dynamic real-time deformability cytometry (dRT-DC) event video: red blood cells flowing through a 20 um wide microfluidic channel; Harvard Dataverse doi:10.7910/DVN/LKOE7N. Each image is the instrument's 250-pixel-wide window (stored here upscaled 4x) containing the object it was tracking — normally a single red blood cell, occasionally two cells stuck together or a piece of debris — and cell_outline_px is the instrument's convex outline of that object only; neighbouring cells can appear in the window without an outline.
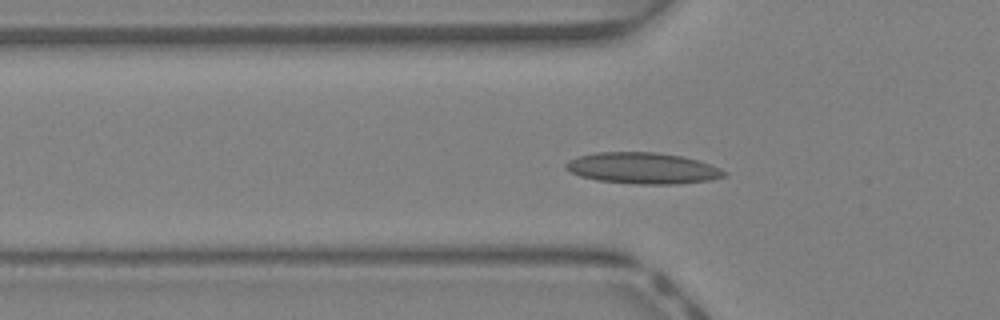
{"species": "Egyptian fruit bat (a non-hibernating species)", "species_latin": "Rousettus aegyptiacus", "temperature_condition": "warm", "stored_images_in_passage": 45, "camera_frame_rate_fps": 3000, "um_per_image_px": 0.085, "animal": {"sex": "female"}, "frame": {"image": 1, "passage_image": 15, "time_ms": 4.667, "image_size_px": [1000, 320], "cell_outline_px": [[728, 172], [724, 176], [708, 180], [676, 184], [636, 184], [596, 180], [580, 176], [564, 168], [564, 164], [568, 160], [580, 156], [596, 152], [656, 152], [684, 156], [720, 168]], "centroid_in_image_um": [54.61, 14.29], "position_along_channel_um": 71.2, "area_um2": 28.73}}
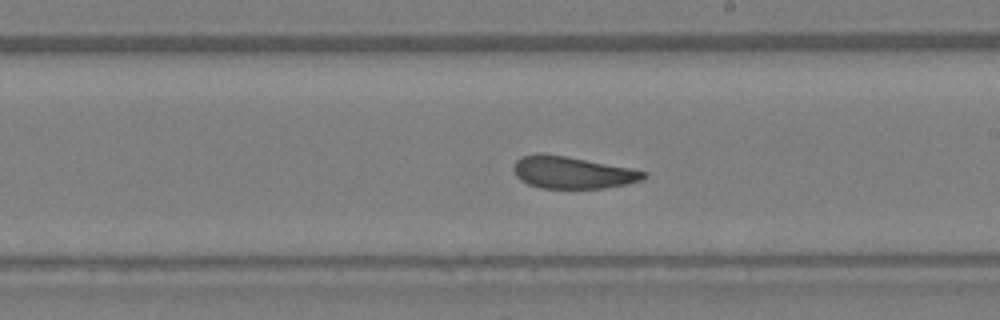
{"frame": {"image": 2, "passage_image": 26, "time_ms": 8.333, "image_size_px": [1000, 320], "cell_outline_px": [[648, 176], [644, 180], [604, 188], [540, 188], [528, 184], [520, 180], [516, 176], [512, 168], [516, 160], [520, 156], [568, 156], [632, 168], [648, 172]], "centroid_in_image_um": [48.72, 14.69], "position_along_channel_um": 240.3, "area_um2": 24.04}}
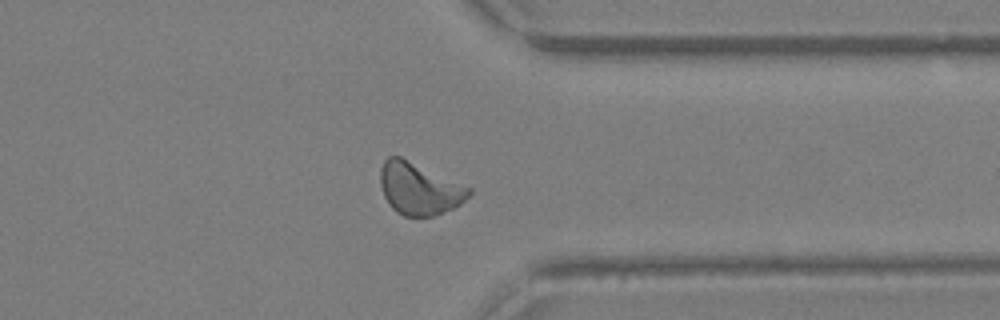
{"frame": {"image": 3, "passage_image": 35, "time_ms": 11.333, "image_size_px": [1000, 320], "cell_outline_px": [[472, 192], [460, 204], [444, 212], [432, 216], [404, 216], [396, 212], [388, 204], [384, 196], [380, 184], [380, 168], [384, 160], [388, 156], [400, 156], [472, 188]], "centroid_in_image_um": [35.61, 16.03], "position_along_channel_um": 375.8, "area_um2": 26.82}, "authors_computed_cell_mechanics": {"area_um2": 25.6054, "velocity_mm_per_s": 4.6148, "shape_relaxation_time_tau1_ms": 4.2777, "shape_relaxation_time_tau2_ms": 1.1265, "deformation_change_tau1": 0.1314, "deformation_change_tau2": 0.0766}}